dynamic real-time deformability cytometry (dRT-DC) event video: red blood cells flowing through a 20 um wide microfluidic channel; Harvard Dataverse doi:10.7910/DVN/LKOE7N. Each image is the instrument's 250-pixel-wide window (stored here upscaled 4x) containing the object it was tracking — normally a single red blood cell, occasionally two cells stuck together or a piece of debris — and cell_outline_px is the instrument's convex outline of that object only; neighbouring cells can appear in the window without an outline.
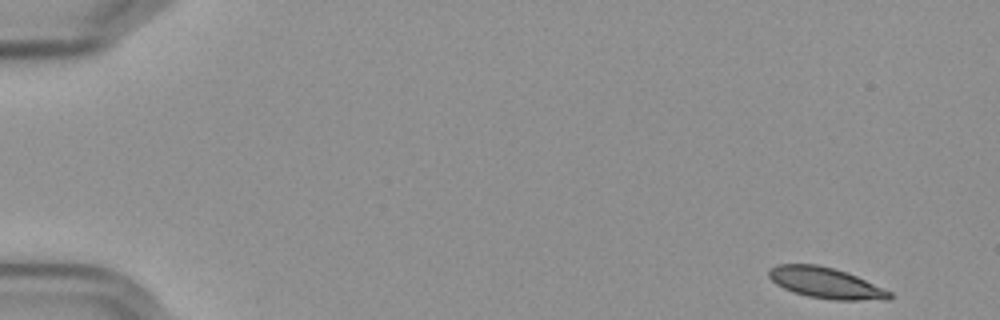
{"species": "Egyptian fruit bat (a non-hibernating species)", "species_latin": "Rousettus aegyptiacus", "temperature_condition": "cold", "stored_images_in_passage": 55, "camera_frame_rate_fps": 3000, "um_per_image_px": 0.085, "frame": {"image": 1, "passage_image": 1, "time_ms": 0.0, "image_size_px": [1000, 320], "cell_outline_px": [[892, 296], [888, 300], [836, 300], [808, 296], [792, 292], [776, 284], [768, 276], [768, 272], [776, 264], [816, 264], [848, 272], [892, 292]], "centroid_in_image_um": [70.2, 24.05], "position_along_channel_um": 14.8, "area_um2": 21.68}}
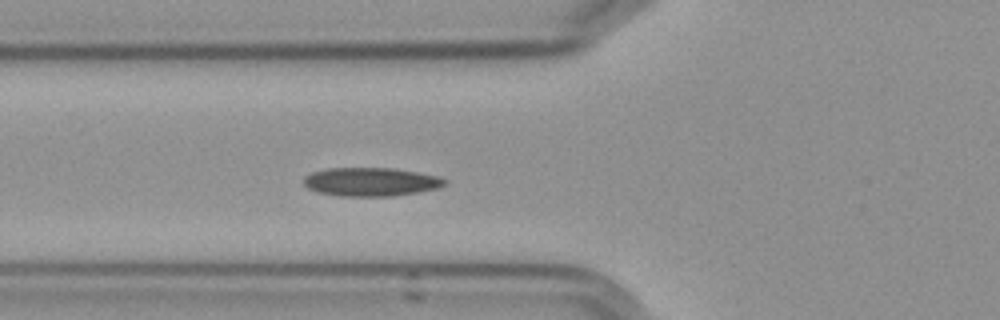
{"frame": {"image": 2, "passage_image": 19, "time_ms": 6.0, "image_size_px": [1000, 320], "cell_outline_px": [[448, 184], [440, 188], [392, 196], [340, 196], [316, 192], [308, 188], [304, 184], [304, 176], [312, 172], [328, 168], [392, 168], [440, 176], [448, 180]], "centroid_in_image_um": [31.55, 15.46], "position_along_channel_um": 94.3, "area_um2": 23.64}}
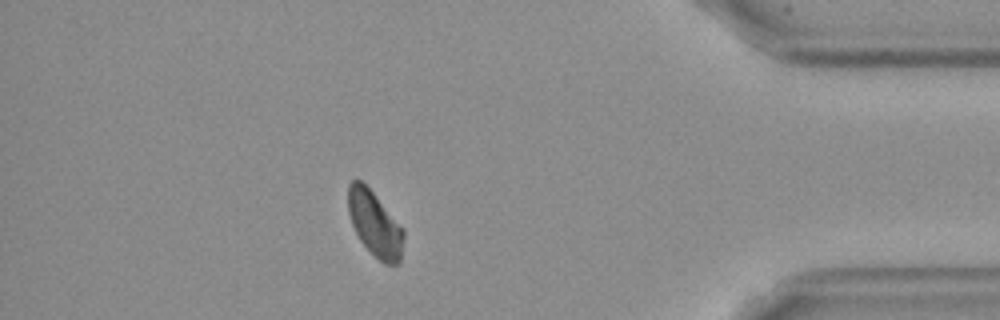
{"frame": {"image": 3, "passage_image": 48, "time_ms": 15.667, "image_size_px": [1000, 320], "cell_outline_px": [[404, 236], [400, 264], [384, 264], [360, 240], [352, 224], [348, 212], [348, 184], [352, 180], [360, 180], [372, 192], [404, 232]], "centroid_in_image_um": [31.84, 19.05], "position_along_channel_um": 403.4, "area_um2": 20.35}}